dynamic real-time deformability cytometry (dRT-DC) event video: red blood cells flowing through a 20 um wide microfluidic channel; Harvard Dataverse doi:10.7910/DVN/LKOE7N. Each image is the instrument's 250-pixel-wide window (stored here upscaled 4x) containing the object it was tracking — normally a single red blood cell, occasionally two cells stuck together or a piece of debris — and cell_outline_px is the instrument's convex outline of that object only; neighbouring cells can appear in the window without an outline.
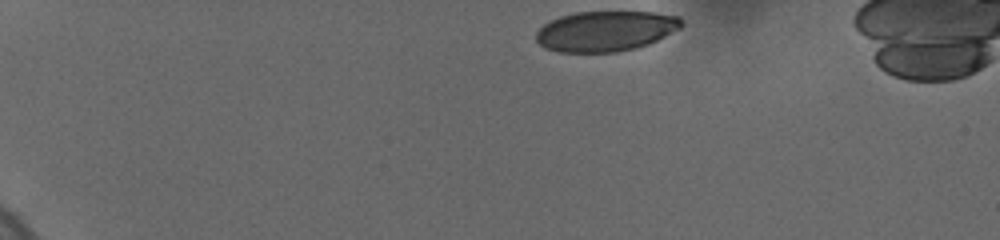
{"species": "human", "species_latin": "Homo sapiens", "temperature_condition": "cold", "stored_images_in_passage": 26, "camera_frame_rate_fps": 3000, "um_per_image_px": 0.085, "donor": {"sex": "female"}, "frame": {"image": 1, "passage_image": 1, "time_ms": 0.0, "image_size_px": [1000, 240], "cell_outline_px": [[684, 24], [680, 28], [648, 44], [636, 48], [616, 52], [560, 52], [544, 48], [536, 40], [536, 32], [544, 24], [560, 16], [576, 12], [656, 12], [680, 16]], "centroid_in_image_um": [51.48, 2.64], "position_along_channel_um": 33.5, "area_um2": 34.16}}
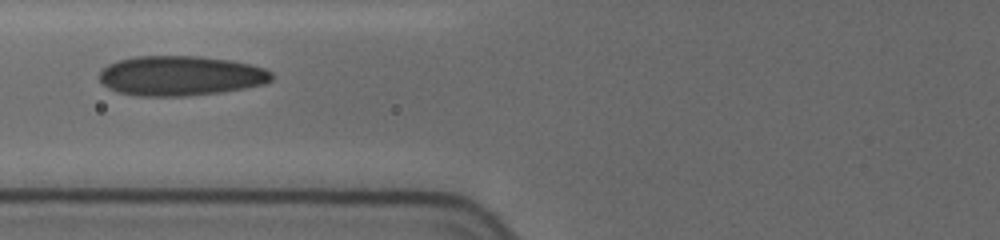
{"frame": {"image": 2, "passage_image": 17, "time_ms": 4.667, "image_size_px": [1000, 240], "cell_outline_px": [[272, 80], [264, 84], [244, 88], [220, 92], [184, 96], [136, 96], [116, 92], [108, 88], [100, 80], [100, 72], [108, 64], [120, 60], [136, 56], [200, 56], [228, 60], [252, 64], [264, 68], [272, 72]], "centroid_in_image_um": [15.35, 6.44], "position_along_channel_um": 110.4, "area_um2": 40.0}}
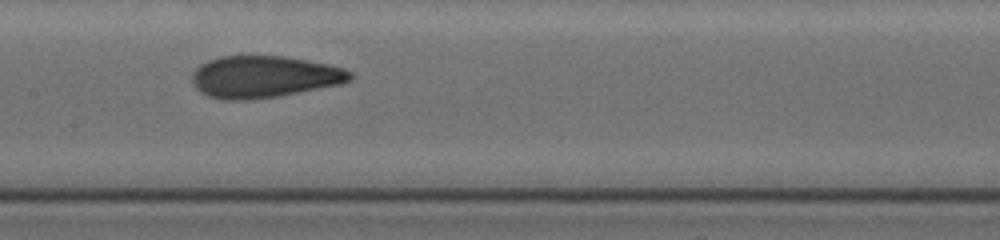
{"frame": {"image": 3, "passage_image": 25, "time_ms": 6.667, "image_size_px": [1000, 240], "cell_outline_px": [[352, 80], [340, 84], [280, 96], [248, 100], [220, 100], [208, 96], [200, 92], [192, 84], [192, 72], [200, 64], [208, 60], [220, 56], [284, 56], [328, 64], [344, 68], [352, 72]], "centroid_in_image_um": [22.42, 6.53], "position_along_channel_um": 185.0, "area_um2": 38.84}}